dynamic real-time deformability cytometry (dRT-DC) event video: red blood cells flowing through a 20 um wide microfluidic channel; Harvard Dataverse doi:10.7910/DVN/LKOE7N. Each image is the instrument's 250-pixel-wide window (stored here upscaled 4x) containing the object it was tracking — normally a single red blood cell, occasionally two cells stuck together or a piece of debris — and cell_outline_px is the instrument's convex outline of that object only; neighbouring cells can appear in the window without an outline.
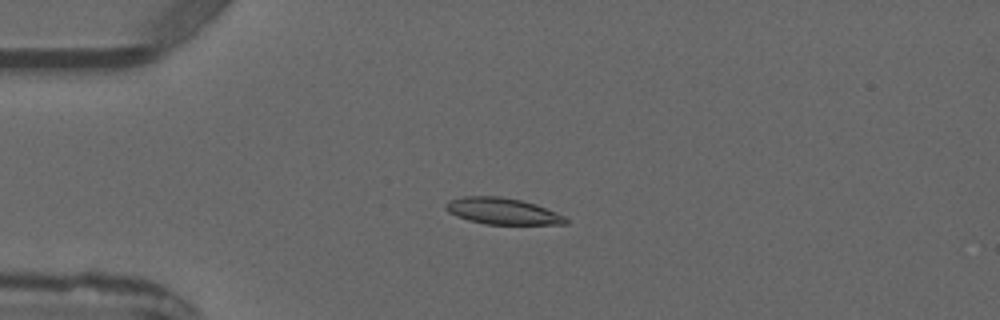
{"species": "common noctule bat (a hibernating species)", "species_latin": "Nyctalus noctula", "temperature_condition": "warm", "stored_images_in_passage": 4, "camera_frame_rate_fps": 3000, "um_per_image_px": 0.085, "animal": {"sex": "male", "forearm_length_mm": 52.5}, "frame": {"image": 1, "passage_image": 3, "time_ms": 2.333, "image_size_px": [1000, 320], "cell_outline_px": [[568, 224], [484, 224], [468, 220], [456, 216], [448, 212], [444, 208], [444, 204], [448, 200], [464, 196], [500, 196], [520, 200], [536, 204], [556, 212], [564, 216], [568, 220]], "centroid_in_image_um": [42.67, 17.94], "position_along_channel_um": 42.3, "area_um2": 18.55}}
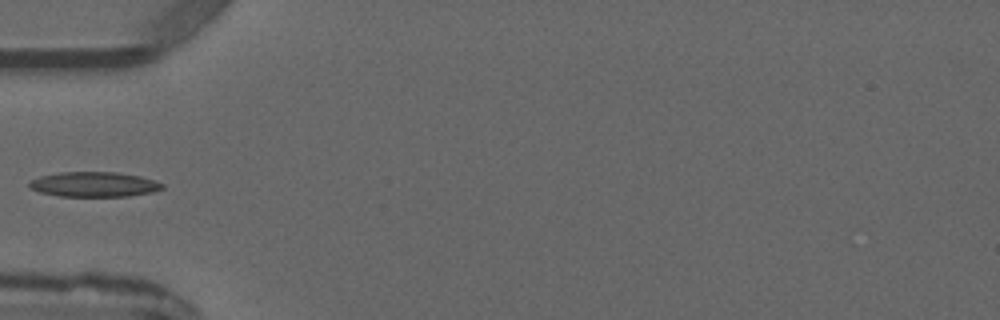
{"frame": {"image": 2, "passage_image": 4, "time_ms": 3.667, "image_size_px": [1000, 320], "cell_outline_px": [[164, 188], [152, 192], [128, 196], [60, 196], [40, 192], [32, 188], [28, 184], [32, 180], [40, 176], [60, 172], [116, 172], [140, 176], [164, 184]], "centroid_in_image_um": [8.01, 15.67], "position_along_channel_um": 77.0, "area_um2": 19.13}}